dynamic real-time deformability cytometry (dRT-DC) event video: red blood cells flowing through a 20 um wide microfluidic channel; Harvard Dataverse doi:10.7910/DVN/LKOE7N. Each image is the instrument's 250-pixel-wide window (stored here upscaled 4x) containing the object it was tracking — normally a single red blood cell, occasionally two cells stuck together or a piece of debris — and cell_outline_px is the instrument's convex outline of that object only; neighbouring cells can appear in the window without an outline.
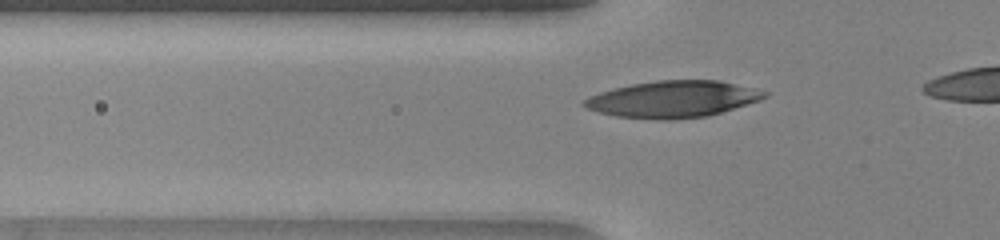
{"species": "human", "species_latin": "Homo sapiens", "temperature_condition": "warm", "stored_images_in_passage": 30, "camera_frame_rate_fps": 3000, "um_per_image_px": 0.085, "donor": {"sex": "female"}, "frame": {"image": 1, "passage_image": 5, "time_ms": 1.333, "image_size_px": [1000, 240], "cell_outline_px": [[768, 96], [760, 100], [708, 116], [672, 120], [664, 120], [616, 116], [600, 112], [588, 108], [580, 104], [588, 96], [600, 92], [632, 84], [656, 80], [720, 80], [768, 92]], "centroid_in_image_um": [57.2, 8.43], "position_along_channel_um": 68.6, "area_um2": 38.32}}
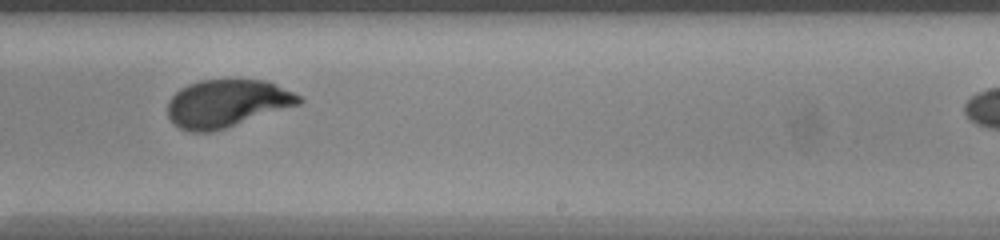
{"frame": {"image": 2, "passage_image": 20, "time_ms": 6.333, "image_size_px": [1000, 240], "cell_outline_px": [[304, 100], [300, 104], [212, 132], [188, 132], [180, 128], [168, 116], [168, 100], [180, 88], [188, 84], [200, 80], [264, 80], [292, 92], [300, 96]], "centroid_in_image_um": [19.25, 8.79], "position_along_channel_um": 269.7, "area_um2": 36.07}}
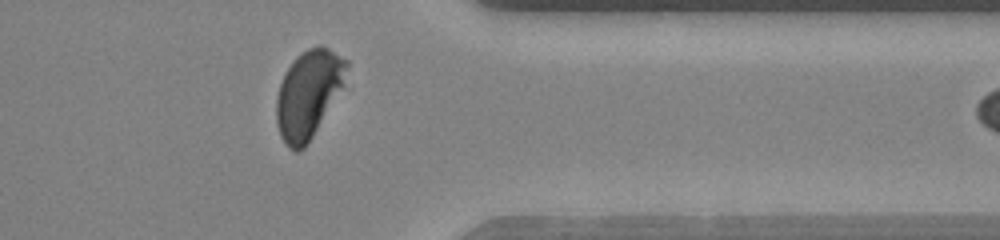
{"frame": {"image": 3, "passage_image": 29, "time_ms": 9.333, "image_size_px": [1000, 240], "cell_outline_px": [[348, 64], [344, 84], [308, 144], [300, 152], [296, 152], [288, 148], [280, 136], [276, 124], [276, 96], [280, 84], [288, 68], [296, 56], [308, 48], [320, 44], [328, 48], [348, 60]], "centroid_in_image_um": [26.2, 8.01], "position_along_channel_um": 385.2, "area_um2": 35.84}}